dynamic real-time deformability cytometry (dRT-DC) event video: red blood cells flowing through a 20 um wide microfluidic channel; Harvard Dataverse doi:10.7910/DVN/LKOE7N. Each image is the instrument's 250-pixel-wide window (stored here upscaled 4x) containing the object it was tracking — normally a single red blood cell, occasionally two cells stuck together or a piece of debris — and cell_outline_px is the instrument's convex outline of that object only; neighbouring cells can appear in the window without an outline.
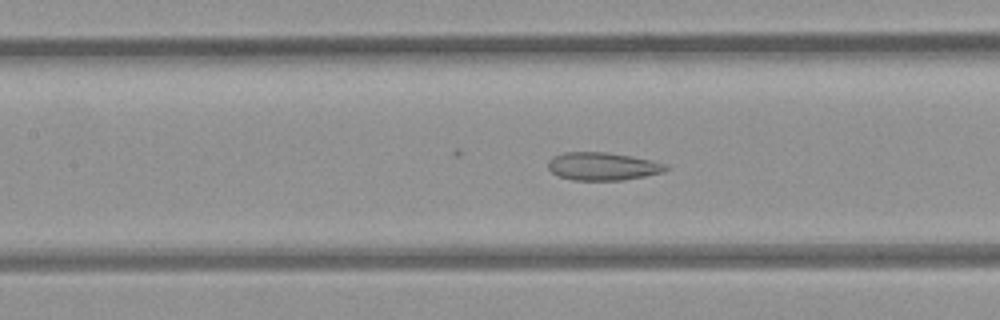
{"species": "common noctule bat (a hibernating species)", "species_latin": "Nyctalus noctula", "temperature_condition": "room temperature", "stored_images_in_passage": 42, "camera_frame_rate_fps": 3000, "um_per_image_px": 0.085, "animal": {"sex": "female", "body_mass_g": 21.9}, "frame": {"image": 1, "passage_image": 12, "time_ms": 3.667, "image_size_px": [1000, 320], "cell_outline_px": [[668, 168], [664, 172], [624, 180], [572, 180], [560, 176], [552, 172], [548, 168], [548, 160], [552, 156], [564, 152], [604, 152], [632, 156], [652, 160], [668, 164]], "centroid_in_image_um": [51.23, 14.13], "position_along_channel_um": 156.2, "area_um2": 19.25}}
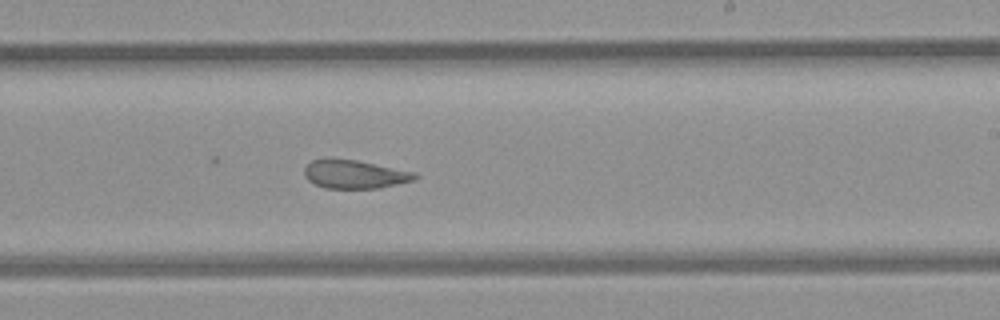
{"frame": {"image": 2, "passage_image": 20, "time_ms": 6.333, "image_size_px": [1000, 320], "cell_outline_px": [[420, 176], [416, 180], [380, 188], [324, 188], [308, 180], [304, 176], [304, 168], [312, 160], [328, 156], [356, 160], [416, 172]], "centroid_in_image_um": [30.14, 14.79], "position_along_channel_um": 258.9, "area_um2": 18.79}}
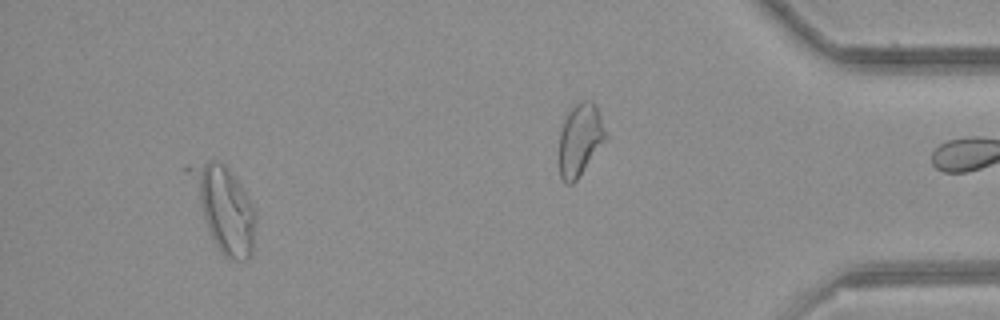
{"frame": {"image": 3, "passage_image": 38, "time_ms": 12.333, "image_size_px": [1000, 320], "cell_outline_px": [[256, 220], [252, 256], [248, 260], [228, 260], [220, 252], [208, 228], [184, 172], [184, 168], [208, 160], [216, 160], [224, 164], [232, 172], [252, 204], [256, 212]], "centroid_in_image_um": [19.04, 17.71], "position_along_channel_um": 416.2, "area_um2": 32.25}, "authors_computed_cell_mechanics": {"area_um2": 19.5942, "velocity_mm_per_s": 3.8622, "shape_relaxation_time_tau1_ms": null, "shape_relaxation_time_tau2_ms": 1.8728, "deformation_change_tau1": null, "deformation_change_tau2": 0.0989}}